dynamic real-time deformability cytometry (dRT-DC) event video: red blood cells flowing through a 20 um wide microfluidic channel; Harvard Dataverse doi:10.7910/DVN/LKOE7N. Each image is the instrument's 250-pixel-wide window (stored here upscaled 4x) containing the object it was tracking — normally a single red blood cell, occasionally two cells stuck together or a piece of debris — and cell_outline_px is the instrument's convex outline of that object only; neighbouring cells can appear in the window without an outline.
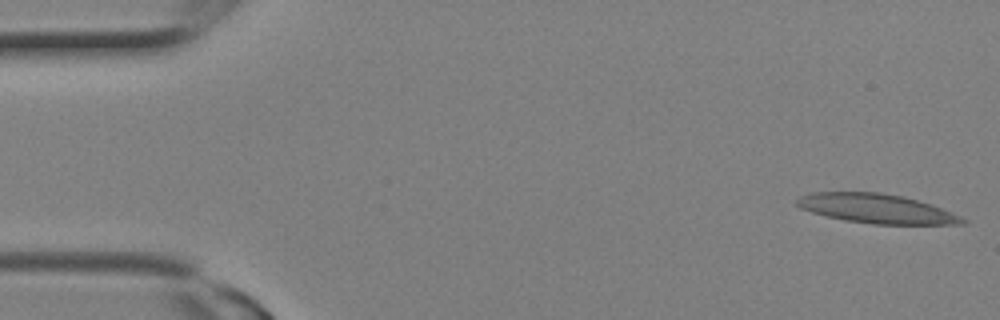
{"species": "Egyptian fruit bat (a non-hibernating species)", "species_latin": "Rousettus aegyptiacus", "temperature_condition": "room temperature", "stored_images_in_passage": 9, "camera_frame_rate_fps": 3000, "um_per_image_px": 0.085, "animal": {"sex": "female"}, "frame": {"image": 1, "passage_image": 1, "time_ms": 0.0, "image_size_px": [1000, 320], "cell_outline_px": [[968, 220], [964, 224], [872, 224], [844, 220], [812, 212], [800, 208], [796, 204], [796, 200], [800, 196], [812, 192], [880, 192], [904, 196], [932, 204], [952, 212]], "centroid_in_image_um": [74.52, 17.72], "position_along_channel_um": 10.5, "area_um2": 28.32}}
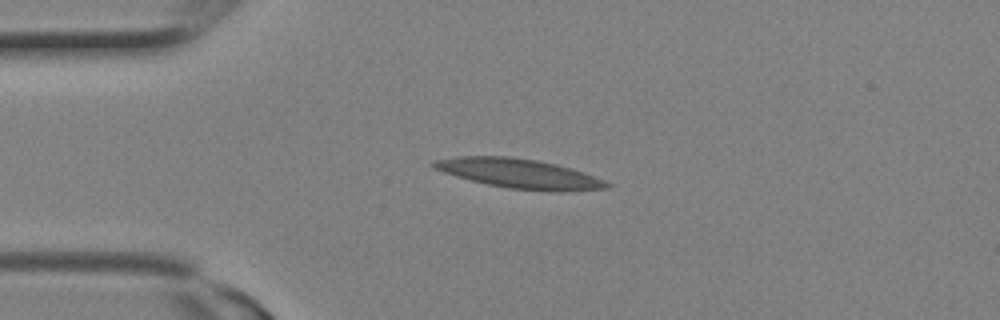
{"frame": {"image": 2, "passage_image": 6, "time_ms": 1.667, "image_size_px": [1000, 320], "cell_outline_px": [[612, 188], [560, 192], [508, 188], [488, 184], [456, 176], [432, 168], [432, 160], [456, 156], [508, 156], [536, 160], [556, 164], [572, 168], [584, 172], [604, 180], [612, 184]], "centroid_in_image_um": [44.17, 14.75], "position_along_channel_um": 40.8, "area_um2": 29.82}}
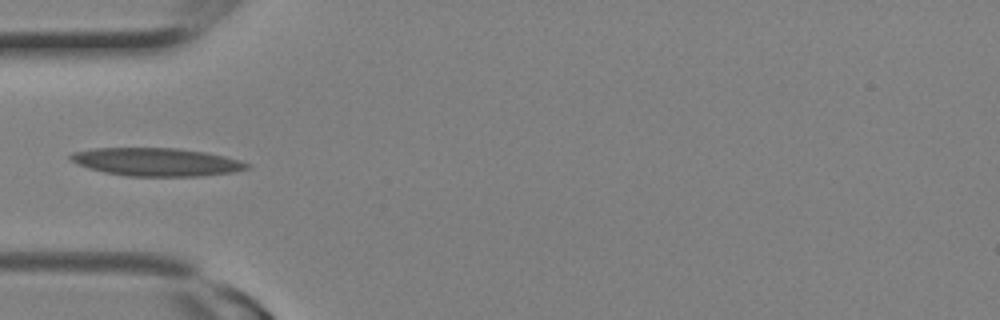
{"frame": {"image": 3, "passage_image": 8, "time_ms": 2.333, "image_size_px": [1000, 320], "cell_outline_px": [[252, 164], [248, 168], [232, 172], [200, 176], [124, 176], [104, 172], [88, 168], [72, 160], [68, 156], [72, 152], [92, 148], [176, 148], [204, 152], [224, 156], [240, 160]], "centroid_in_image_um": [13.29, 13.76], "position_along_channel_um": 71.7, "area_um2": 28.78}}